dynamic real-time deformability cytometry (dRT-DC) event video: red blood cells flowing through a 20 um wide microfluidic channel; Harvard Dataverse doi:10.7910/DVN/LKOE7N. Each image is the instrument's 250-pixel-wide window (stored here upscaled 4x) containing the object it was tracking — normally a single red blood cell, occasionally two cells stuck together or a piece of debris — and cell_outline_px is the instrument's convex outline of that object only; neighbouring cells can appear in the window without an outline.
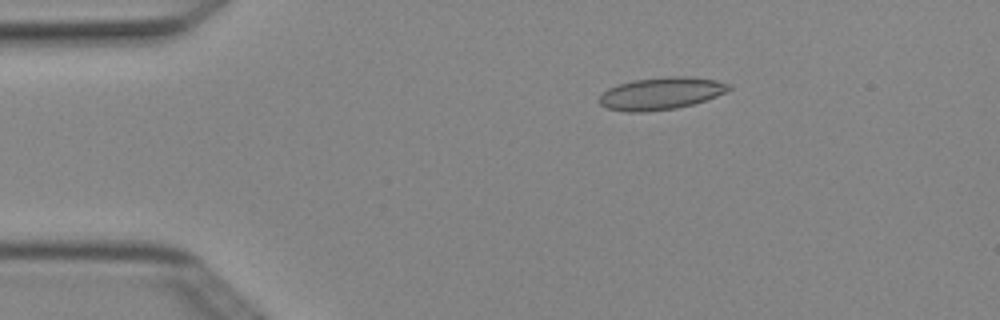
{"species": "Egyptian fruit bat (a non-hibernating species)", "species_latin": "Rousettus aegyptiacus", "temperature_condition": "cold", "stored_images_in_passage": 5, "camera_frame_rate_fps": 3000, "um_per_image_px": 0.085, "animal": {"sex": "female"}, "frame": {"image": 1, "passage_image": 2, "time_ms": 0.333, "image_size_px": [1000, 320], "cell_outline_px": [[732, 88], [716, 96], [692, 104], [676, 108], [644, 112], [628, 112], [608, 108], [600, 104], [596, 100], [608, 88], [632, 80], [668, 76], [688, 76], [716, 80], [732, 84]], "centroid_in_image_um": [56.18, 7.93], "position_along_channel_um": 28.8, "area_um2": 24.33}}
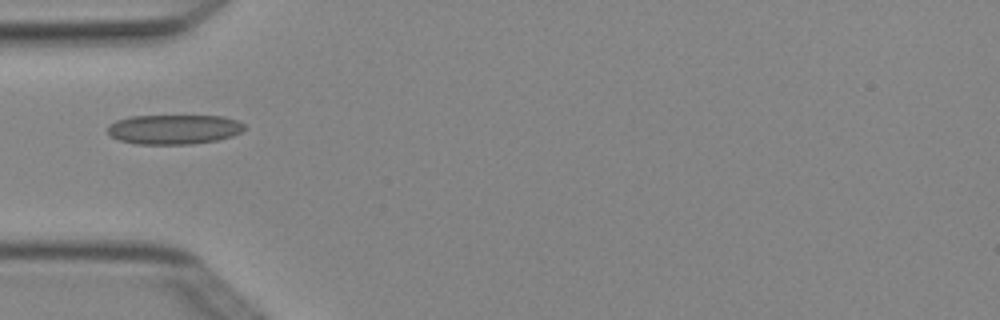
{"frame": {"image": 2, "passage_image": 4, "time_ms": 1.0, "image_size_px": [1000, 320], "cell_outline_px": [[244, 128], [240, 132], [232, 136], [216, 140], [192, 144], [136, 144], [120, 140], [112, 136], [108, 132], [108, 124], [116, 120], [132, 116], [224, 116], [236, 120], [244, 124]], "centroid_in_image_um": [14.77, 10.99], "position_along_channel_um": 70.2, "area_um2": 23.52}}
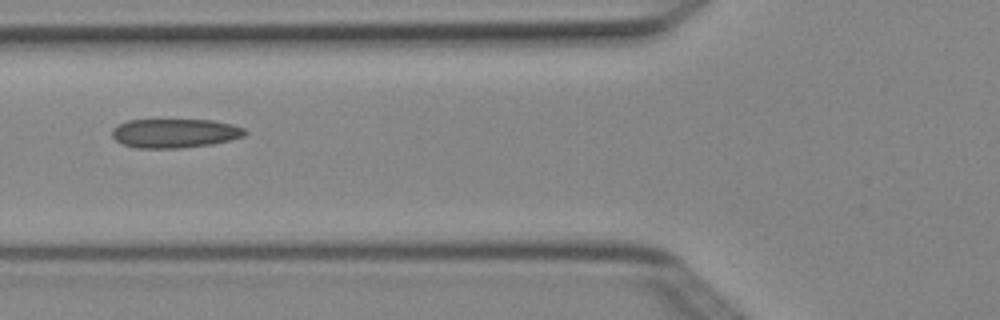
{"frame": {"image": 3, "passage_image": 5, "time_ms": 1.333, "image_size_px": [1000, 320], "cell_outline_px": [[248, 132], [244, 136], [232, 140], [212, 144], [180, 148], [136, 148], [124, 144], [116, 140], [112, 136], [112, 128], [128, 120], [212, 120], [232, 124], [244, 128]], "centroid_in_image_um": [14.89, 11.32], "position_along_channel_um": 110.9, "area_um2": 22.54}}